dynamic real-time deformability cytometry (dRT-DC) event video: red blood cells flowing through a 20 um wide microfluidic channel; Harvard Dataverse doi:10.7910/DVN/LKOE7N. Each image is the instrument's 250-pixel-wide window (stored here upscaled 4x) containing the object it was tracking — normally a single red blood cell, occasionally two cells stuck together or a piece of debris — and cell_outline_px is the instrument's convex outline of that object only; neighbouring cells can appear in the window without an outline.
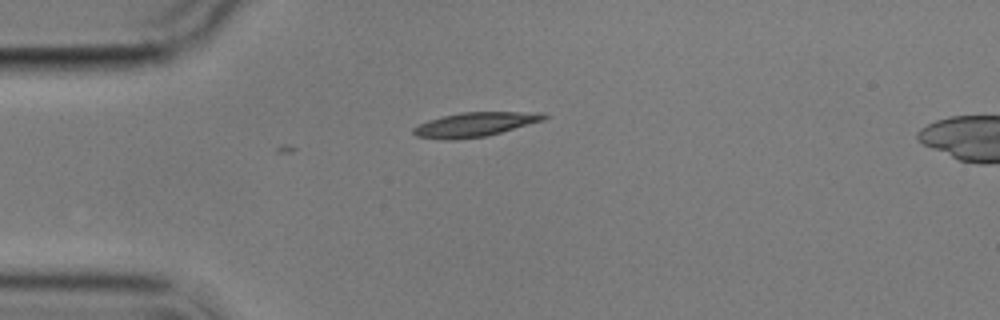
{"species": "common noctule bat (a hibernating species)", "species_latin": "Nyctalus noctula", "temperature_condition": "cold", "stored_images_in_passage": 6, "camera_frame_rate_fps": 3000, "um_per_image_px": 0.085, "animal": {"sex": "male", "body_mass_g": 17.9}, "frame": {"image": 1, "passage_image": 1, "time_ms": 0.0, "image_size_px": [1000, 320], "cell_outline_px": [[548, 116], [544, 120], [488, 136], [456, 140], [444, 140], [416, 136], [412, 132], [412, 128], [428, 120], [460, 112], [544, 112]], "centroid_in_image_um": [40.37, 10.59], "position_along_channel_um": 44.6, "area_um2": 18.61}}
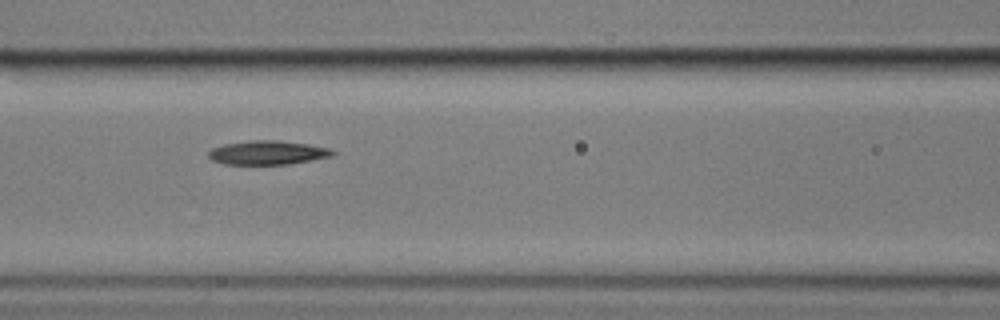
{"frame": {"image": 2, "passage_image": 4, "time_ms": 3.333, "image_size_px": [1000, 320], "cell_outline_px": [[336, 156], [288, 164], [224, 164], [212, 160], [208, 156], [208, 152], [212, 148], [224, 144], [252, 140], [280, 140], [308, 144], [328, 148], [336, 152]], "centroid_in_image_um": [22.78, 12.97], "position_along_channel_um": 143.8, "area_um2": 17.4}}
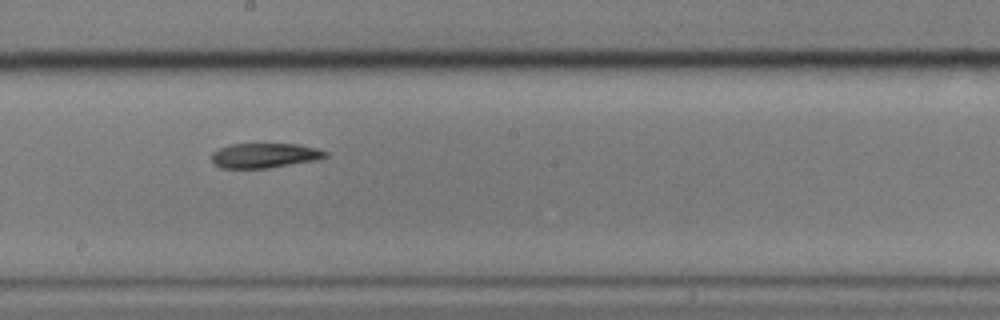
{"frame": {"image": 3, "passage_image": 6, "time_ms": 5.667, "image_size_px": [1000, 320], "cell_outline_px": [[328, 156], [320, 160], [268, 168], [220, 168], [212, 160], [212, 152], [228, 144], [300, 144], [316, 148], [328, 152]], "centroid_in_image_um": [22.54, 13.21], "position_along_channel_um": 225.7, "area_um2": 16.59}}